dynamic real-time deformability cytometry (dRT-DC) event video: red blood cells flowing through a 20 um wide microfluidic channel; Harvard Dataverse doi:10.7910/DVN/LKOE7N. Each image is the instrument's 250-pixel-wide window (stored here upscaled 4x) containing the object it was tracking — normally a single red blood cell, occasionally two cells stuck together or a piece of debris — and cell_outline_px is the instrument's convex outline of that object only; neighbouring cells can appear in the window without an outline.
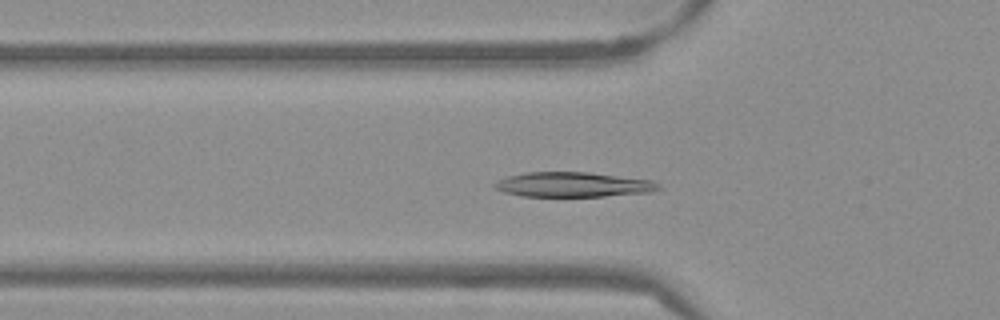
{"species": "Egyptian fruit bat (a non-hibernating species)", "species_latin": "Rousettus aegyptiacus", "temperature_condition": "warm", "stored_images_in_passage": 45, "camera_frame_rate_fps": 3000, "um_per_image_px": 0.085, "frame": {"image": 1, "passage_image": 10, "time_ms": 3.0, "image_size_px": [1000, 320], "cell_outline_px": [[660, 188], [652, 192], [604, 196], [520, 196], [504, 192], [496, 188], [492, 184], [508, 176], [524, 172], [588, 172], [652, 180], [660, 184]], "centroid_in_image_um": [48.73, 15.69], "position_along_channel_um": 77.1, "area_um2": 23.64}}
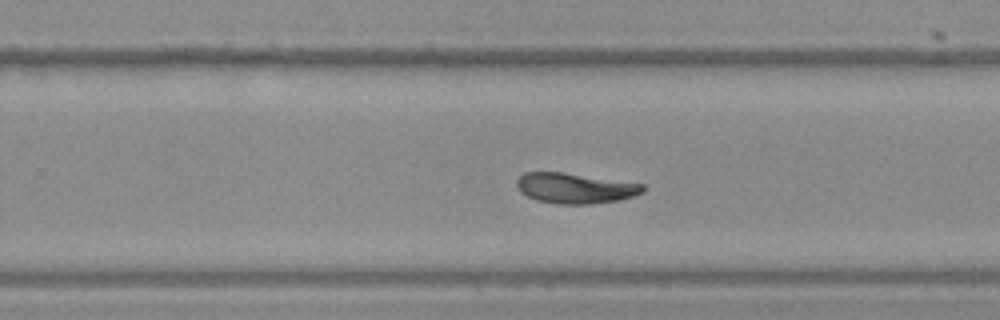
{"frame": {"image": 2, "passage_image": 26, "time_ms": 8.333, "image_size_px": [1000, 320], "cell_outline_px": [[644, 192], [632, 196], [616, 200], [588, 204], [556, 204], [536, 200], [520, 192], [516, 184], [516, 180], [524, 172], [560, 172], [644, 184]], "centroid_in_image_um": [48.84, 15.99], "position_along_channel_um": 281.0, "area_um2": 22.08}}
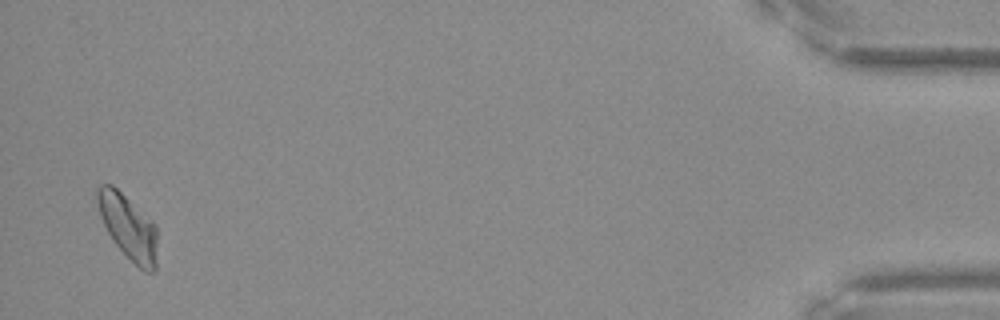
{"frame": {"image": 3, "passage_image": 44, "time_ms": 14.333, "image_size_px": [1000, 320], "cell_outline_px": [[156, 268], [152, 272], [144, 272], [112, 240], [100, 216], [96, 200], [96, 188], [100, 184], [112, 184], [152, 220], [156, 228]], "centroid_in_image_um": [10.88, 19.25], "position_along_channel_um": 424.3, "area_um2": 22.31}, "authors_computed_cell_mechanics": {"area_um2": 22.3108, "velocity_mm_per_s": 3.8089, "shape_relaxation_time_tau1_ms": 4.8286, "shape_relaxation_time_tau2_ms": 3.788, "deformation_change_tau1": 0.1746, "deformation_change_tau2": 0.0779}}